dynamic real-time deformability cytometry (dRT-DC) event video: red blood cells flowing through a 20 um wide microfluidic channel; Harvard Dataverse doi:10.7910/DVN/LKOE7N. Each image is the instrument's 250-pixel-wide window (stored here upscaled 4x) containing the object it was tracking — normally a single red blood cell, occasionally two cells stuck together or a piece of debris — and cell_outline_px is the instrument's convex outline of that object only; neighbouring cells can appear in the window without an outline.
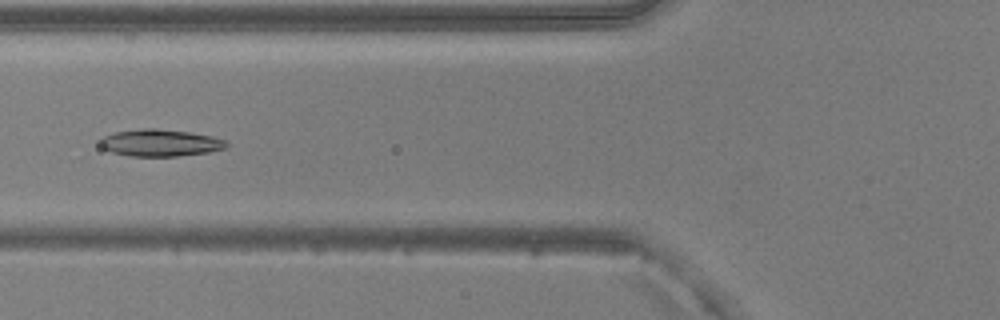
{"species": "common noctule bat (a hibernating species)", "species_latin": "Nyctalus noctula", "temperature_condition": "warm", "stored_images_in_passage": 51, "camera_frame_rate_fps": 3000, "um_per_image_px": 0.085, "animal": {"sex": "male", "body_mass_g": 20.5, "forearm_length_mm": 52.5}, "frame": {"image": 1, "passage_image": 20, "time_ms": 6.333, "image_size_px": [1000, 320], "cell_outline_px": [[228, 144], [224, 148], [208, 152], [176, 156], [132, 156], [112, 152], [104, 148], [100, 144], [100, 140], [104, 136], [116, 132], [144, 128], [156, 128], [188, 132], [212, 136], [228, 140]], "centroid_in_image_um": [13.65, 12.13], "position_along_channel_um": 112.2, "area_um2": 19.65}}
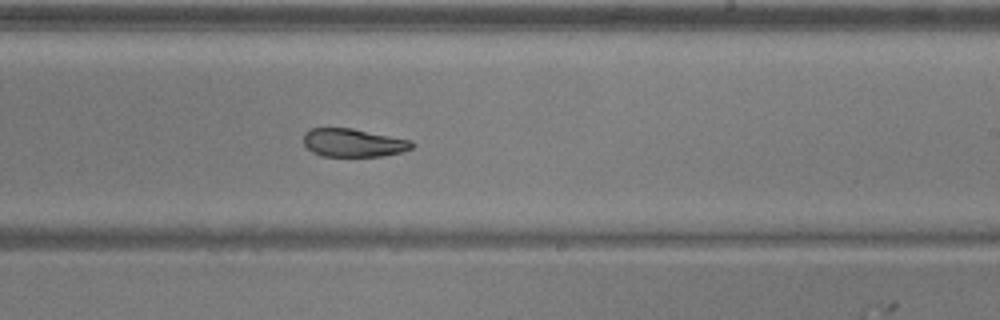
{"frame": {"image": 2, "passage_image": 31, "time_ms": 10.0, "image_size_px": [1000, 320], "cell_outline_px": [[416, 144], [412, 148], [400, 152], [380, 156], [320, 156], [312, 152], [304, 144], [304, 132], [312, 128], [352, 128], [412, 140]], "centroid_in_image_um": [30.03, 12.13], "position_along_channel_um": 259.0, "area_um2": 17.86}}
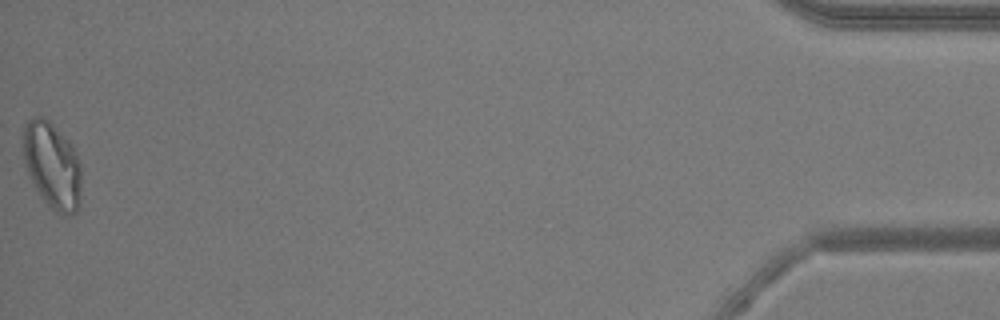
{"frame": {"image": 3, "passage_image": 51, "time_ms": 16.667, "image_size_px": [1000, 320], "cell_outline_px": [[80, 204], [76, 212], [68, 216], [64, 216], [48, 208], [40, 196], [28, 172], [24, 160], [24, 124], [28, 120], [36, 116], [44, 116], [72, 144], [80, 164]], "centroid_in_image_um": [4.45, 14.1], "position_along_channel_um": 430.7, "area_um2": 29.3}, "authors_computed_cell_mechanics": {"area_um2": 21.2704, "velocity_mm_per_s": 3.9977, "shape_relaxation_time_tau1_ms": null, "shape_relaxation_time_tau2_ms": 2.2348, "deformation_change_tau1": null, "deformation_change_tau2": 0.0939}}